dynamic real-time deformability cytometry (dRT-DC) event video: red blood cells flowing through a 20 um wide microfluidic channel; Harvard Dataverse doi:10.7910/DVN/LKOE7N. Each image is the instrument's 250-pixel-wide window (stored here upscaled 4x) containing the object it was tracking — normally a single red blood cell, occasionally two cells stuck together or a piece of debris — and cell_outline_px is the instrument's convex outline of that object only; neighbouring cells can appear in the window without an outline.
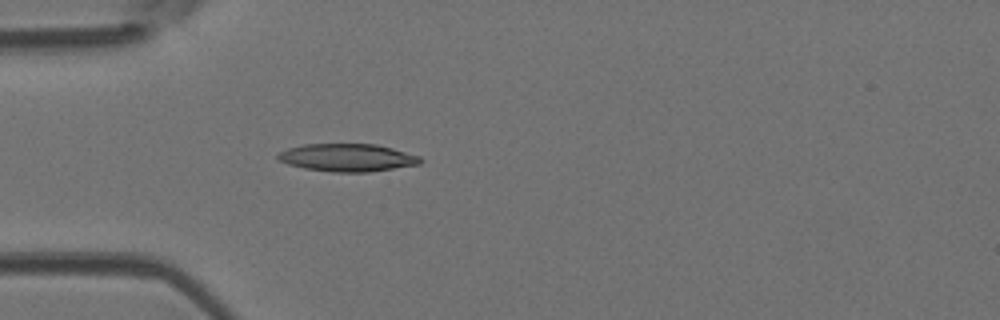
{"species": "Egyptian fruit bat (a non-hibernating species)", "species_latin": "Rousettus aegyptiacus", "temperature_condition": "room temperature", "stored_images_in_passage": 4, "camera_frame_rate_fps": 3000, "um_per_image_px": 0.085, "animal": {"sex": "female"}, "frame": {"image": 1, "passage_image": 4, "time_ms": 1.0, "image_size_px": [1000, 320], "cell_outline_px": [[424, 160], [420, 164], [368, 172], [332, 172], [304, 168], [288, 164], [276, 160], [276, 156], [280, 152], [288, 148], [304, 144], [376, 144], [392, 148], [420, 156]], "centroid_in_image_um": [29.52, 13.4], "position_along_channel_um": 55.5, "area_um2": 23.06}}